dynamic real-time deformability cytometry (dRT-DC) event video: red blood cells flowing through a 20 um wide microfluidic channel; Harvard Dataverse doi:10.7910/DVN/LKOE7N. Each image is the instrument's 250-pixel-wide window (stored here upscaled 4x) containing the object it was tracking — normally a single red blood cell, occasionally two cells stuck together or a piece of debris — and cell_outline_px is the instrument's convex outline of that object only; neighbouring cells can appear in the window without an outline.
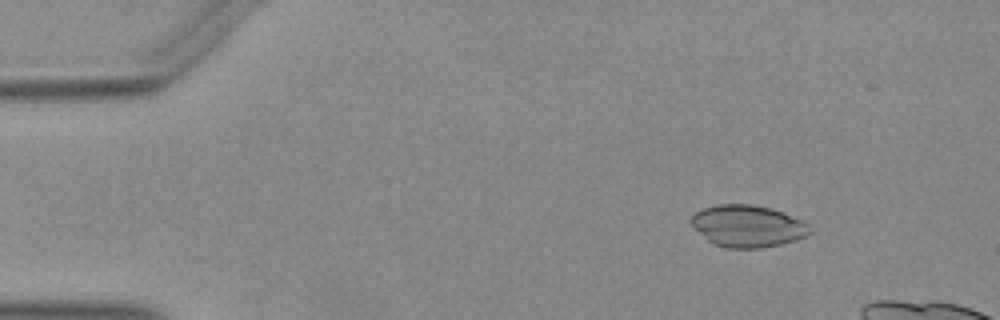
{"species": "Egyptian fruit bat (a non-hibernating species)", "species_latin": "Rousettus aegyptiacus", "temperature_condition": "warm", "stored_images_in_passage": 14, "camera_frame_rate_fps": 3000, "um_per_image_px": 0.085, "animal": {"sex": "female"}, "frame": {"image": 1, "passage_image": 5, "time_ms": 1.333, "image_size_px": [1000, 320], "cell_outline_px": [[812, 232], [808, 236], [796, 240], [780, 244], [760, 248], [724, 248], [712, 244], [692, 228], [688, 220], [696, 212], [704, 208], [720, 204], [752, 204], [772, 208], [804, 220], [812, 228]], "centroid_in_image_um": [63.55, 19.22], "position_along_channel_um": 21.4, "area_um2": 29.54}}